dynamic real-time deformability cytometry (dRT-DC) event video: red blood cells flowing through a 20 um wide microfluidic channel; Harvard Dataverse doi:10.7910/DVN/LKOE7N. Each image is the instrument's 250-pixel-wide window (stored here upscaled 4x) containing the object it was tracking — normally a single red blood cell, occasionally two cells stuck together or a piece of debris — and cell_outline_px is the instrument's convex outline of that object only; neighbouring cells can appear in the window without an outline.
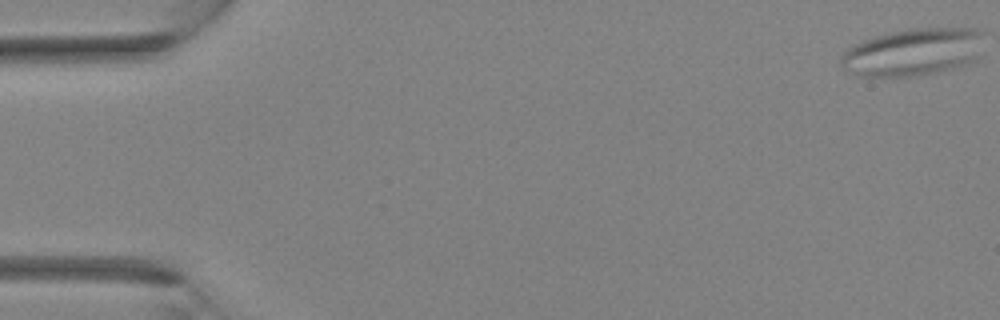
{"species": "Egyptian fruit bat (a non-hibernating species)", "species_latin": "Rousettus aegyptiacus", "temperature_condition": "room temperature", "stored_images_in_passage": 38, "camera_frame_rate_fps": 3000, "um_per_image_px": 0.085, "animal": {"sex": "female"}, "frame": {"image": 1, "passage_image": 1, "time_ms": 0.0, "image_size_px": [1000, 320], "cell_outline_px": [[984, 32], [976, 60], [964, 64], [936, 72], [916, 76], [860, 76], [840, 68], [840, 56], [848, 48], [864, 40], [876, 36], [908, 28], [976, 28]], "centroid_in_image_um": [77.58, 4.42], "position_along_channel_um": 7.4, "area_um2": 39.36}}
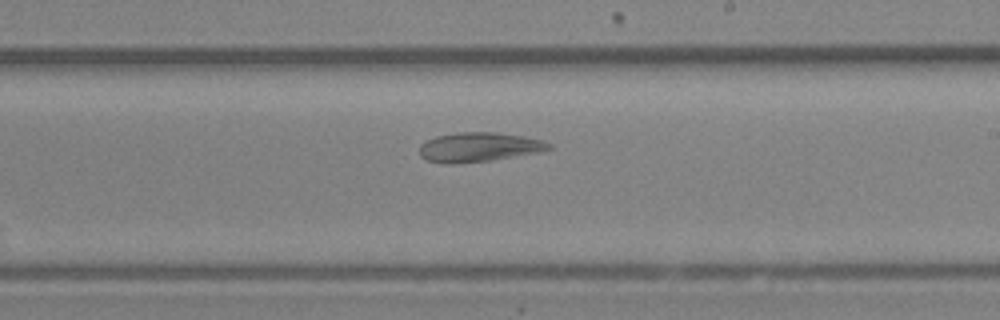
{"frame": {"image": 2, "passage_image": 23, "time_ms": 7.333, "image_size_px": [1000, 320], "cell_outline_px": [[552, 148], [540, 152], [492, 160], [452, 164], [444, 164], [428, 160], [420, 156], [420, 144], [424, 140], [436, 136], [460, 132], [496, 132], [524, 136], [540, 140], [552, 144]], "centroid_in_image_um": [40.69, 12.5], "position_along_channel_um": 248.3, "area_um2": 22.25}}
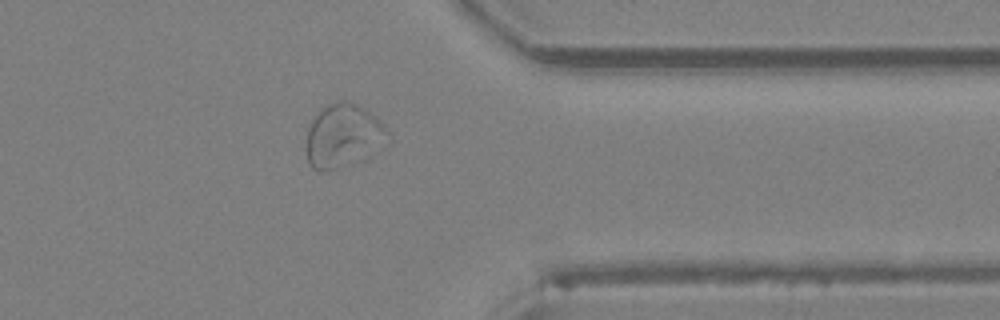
{"frame": {"image": 3, "passage_image": 31, "time_ms": 10.0, "image_size_px": [1000, 320], "cell_outline_px": [[388, 132], [348, 164], [320, 172], [316, 172], [308, 164], [308, 128], [312, 120], [320, 108], [336, 100], [352, 104], [364, 108]], "centroid_in_image_um": [28.96, 11.49], "position_along_channel_um": 382.4, "area_um2": 27.46}}